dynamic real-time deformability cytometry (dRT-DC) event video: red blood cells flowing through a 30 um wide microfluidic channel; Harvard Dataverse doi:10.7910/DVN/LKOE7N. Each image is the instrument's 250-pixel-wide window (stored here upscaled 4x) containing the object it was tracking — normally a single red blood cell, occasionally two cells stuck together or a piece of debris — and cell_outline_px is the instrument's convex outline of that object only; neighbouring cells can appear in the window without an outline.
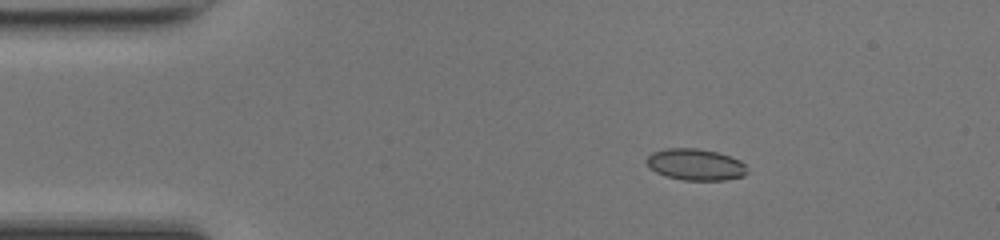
{"species": "common noctule bat (a hibernating species)", "species_latin": "Nyctalus noctula", "temperature_condition": "room temperature", "stored_images_in_passage": 42, "camera_frame_rate_fps": 3000, "um_per_image_px": 0.085, "animal": {"sex": "female", "body_mass_g": 17.0, "forearm_length_mm": 48.0}, "frame": {"image": 1, "passage_image": 2, "time_ms": 0.333, "image_size_px": [1000, 240], "cell_outline_px": [[748, 172], [744, 176], [724, 180], [684, 180], [664, 176], [648, 168], [644, 160], [652, 152], [668, 148], [696, 148], [716, 152], [740, 160], [744, 164]], "centroid_in_image_um": [59.07, 13.99], "position_along_channel_um": 25.9, "area_um2": 18.55}}
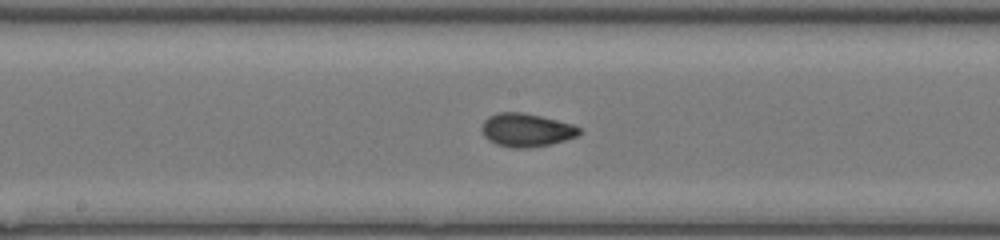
{"frame": {"image": 2, "passage_image": 19, "time_ms": 6.0, "image_size_px": [1000, 240], "cell_outline_px": [[580, 132], [576, 136], [552, 144], [532, 148], [508, 148], [496, 144], [488, 140], [484, 136], [480, 128], [484, 120], [488, 116], [500, 112], [520, 112], [540, 116], [572, 124], [580, 128]], "centroid_in_image_um": [44.69, 11.07], "position_along_channel_um": 203.5, "area_um2": 19.02}}
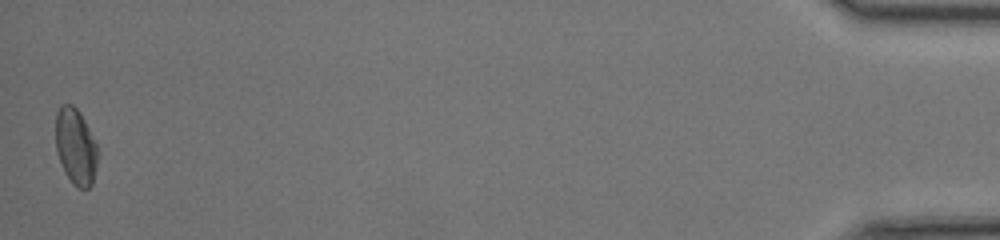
{"frame": {"image": 3, "passage_image": 42, "time_ms": 13.667, "image_size_px": [1000, 240], "cell_outline_px": [[96, 164], [92, 184], [88, 188], [80, 188], [72, 184], [64, 172], [56, 152], [56, 112], [60, 104], [72, 104], [80, 112], [96, 144]], "centroid_in_image_um": [6.39, 12.44], "position_along_channel_um": 428.8, "area_um2": 18.5}, "authors_computed_cell_mechanics": {"area_um2": 18.3515, "velocity_mm_per_s": 4.2871, "shape_relaxation_time_tau1_ms": null, "shape_relaxation_time_tau2_ms": 1.107, "deformation_change_tau1": null, "deformation_change_tau2": 0.0549}}